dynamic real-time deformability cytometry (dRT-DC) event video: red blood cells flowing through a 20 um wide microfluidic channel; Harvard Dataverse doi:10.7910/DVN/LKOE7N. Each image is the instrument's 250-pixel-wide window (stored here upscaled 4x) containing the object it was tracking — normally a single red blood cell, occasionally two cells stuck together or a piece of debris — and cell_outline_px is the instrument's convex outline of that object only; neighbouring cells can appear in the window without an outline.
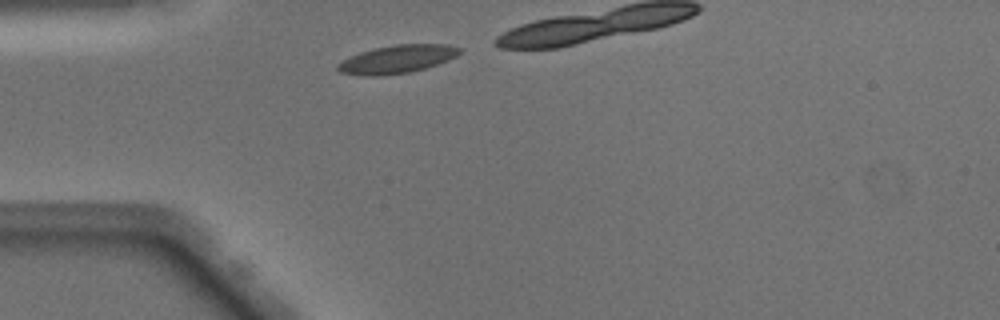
{"species": "Egyptian fruit bat (a non-hibernating species)", "species_latin": "Rousettus aegyptiacus", "temperature_condition": "warm", "stored_images_in_passage": 26, "camera_frame_rate_fps": 3000, "um_per_image_px": 0.085, "animal": {"sex": "male"}, "frame": {"image": 1, "passage_image": 1, "time_ms": 0.0, "image_size_px": [1000, 320], "cell_outline_px": [[460, 52], [456, 56], [448, 60], [424, 68], [408, 72], [376, 76], [368, 76], [340, 72], [336, 68], [336, 64], [360, 52], [376, 48], [396, 44], [448, 44], [460, 48]], "centroid_in_image_um": [33.75, 5.02], "position_along_channel_um": 51.2, "area_um2": 19.59}}
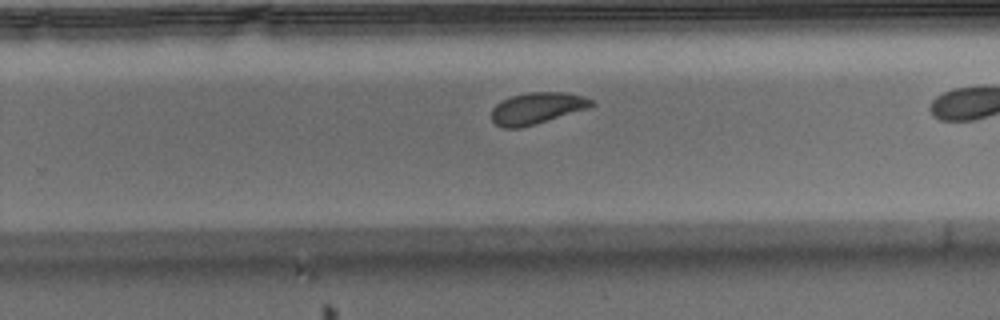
{"frame": {"image": 2, "passage_image": 19, "time_ms": 6.0, "image_size_px": [1000, 320], "cell_outline_px": [[596, 104], [592, 108], [536, 124], [520, 128], [504, 128], [496, 124], [492, 120], [492, 108], [500, 100], [512, 96], [532, 92], [568, 92], [592, 100]], "centroid_in_image_um": [45.68, 9.21], "position_along_channel_um": 284.1, "area_um2": 18.55}}